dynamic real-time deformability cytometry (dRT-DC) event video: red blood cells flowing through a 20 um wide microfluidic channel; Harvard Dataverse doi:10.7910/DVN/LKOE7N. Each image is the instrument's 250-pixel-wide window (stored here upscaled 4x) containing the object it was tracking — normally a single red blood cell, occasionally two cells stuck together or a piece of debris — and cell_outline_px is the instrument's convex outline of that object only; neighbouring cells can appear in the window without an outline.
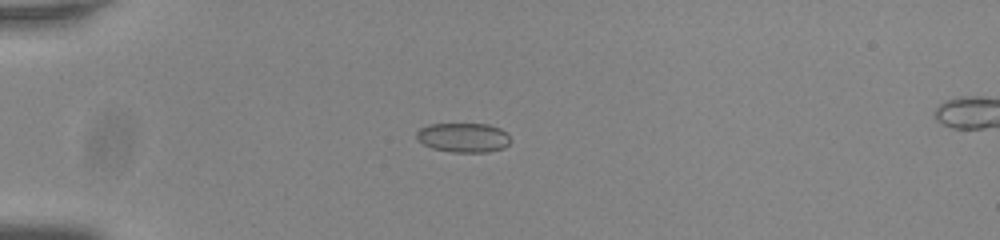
{"species": "common noctule bat (a hibernating species)", "species_latin": "Nyctalus noctula", "temperature_condition": "room temperature", "stored_images_in_passage": 44, "camera_frame_rate_fps": 3000, "um_per_image_px": 0.085, "animal": {"sex": "male", "body_mass_g": 20.0, "forearm_length_mm": 53.3}, "frame": {"image": 1, "passage_image": 5, "time_ms": 1.333, "image_size_px": [1000, 240], "cell_outline_px": [[512, 140], [504, 148], [488, 152], [452, 152], [432, 148], [416, 140], [416, 132], [420, 128], [428, 124], [488, 124], [500, 128], [508, 132]], "centroid_in_image_um": [39.41, 11.69], "position_along_channel_um": 45.6, "area_um2": 16.36}}
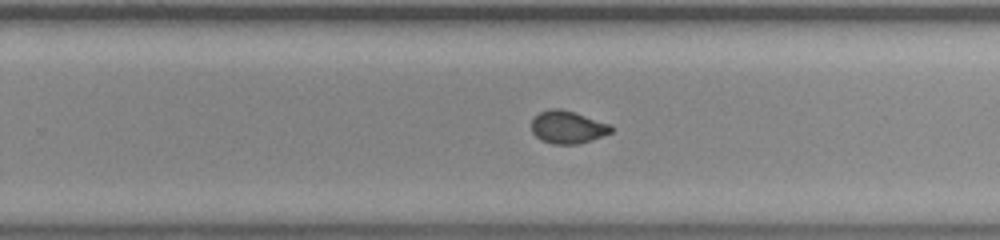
{"frame": {"image": 2, "passage_image": 26, "time_ms": 8.333, "image_size_px": [1000, 240], "cell_outline_px": [[612, 132], [592, 140], [576, 144], [552, 144], [540, 140], [532, 132], [532, 120], [540, 112], [552, 108], [560, 108], [612, 124]], "centroid_in_image_um": [48.26, 10.81], "position_along_channel_um": 281.5, "area_um2": 15.14}}
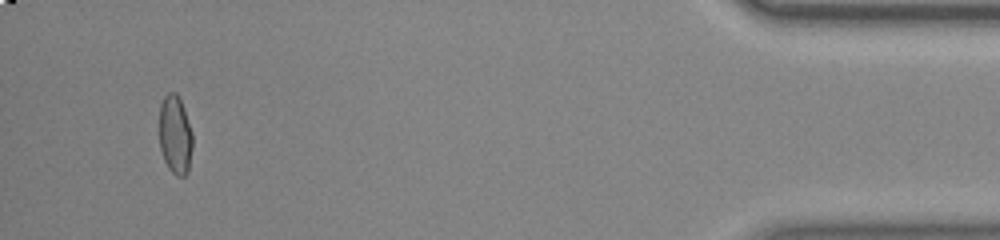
{"frame": {"image": 3, "passage_image": 42, "time_ms": 13.667, "image_size_px": [1000, 240], "cell_outline_px": [[192, 148], [188, 172], [184, 176], [176, 176], [168, 168], [164, 160], [160, 148], [160, 104], [164, 96], [168, 92], [176, 92], [180, 100], [192, 132]], "centroid_in_image_um": [14.88, 11.48], "position_along_channel_um": 420.3, "area_um2": 15.2}}